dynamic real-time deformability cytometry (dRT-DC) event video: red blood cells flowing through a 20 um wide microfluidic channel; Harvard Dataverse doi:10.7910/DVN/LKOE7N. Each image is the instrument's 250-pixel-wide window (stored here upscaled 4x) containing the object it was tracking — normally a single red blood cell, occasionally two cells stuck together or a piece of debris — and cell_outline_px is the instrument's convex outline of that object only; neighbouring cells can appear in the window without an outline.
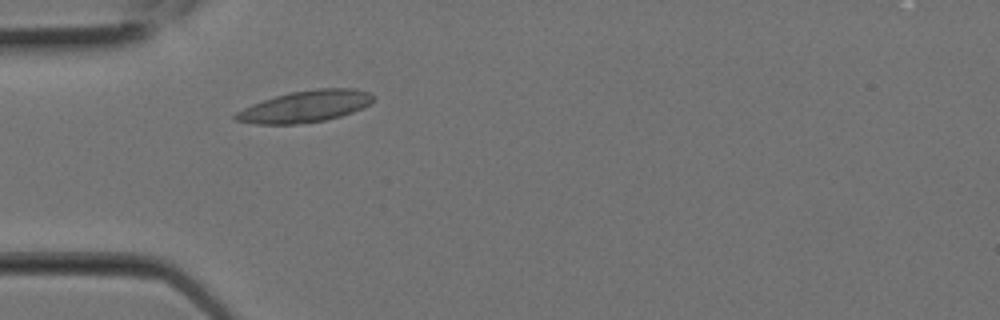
{"species": "Egyptian fruit bat (a non-hibernating species)", "species_latin": "Rousettus aegyptiacus", "temperature_condition": "room temperature", "stored_images_in_passage": 5, "camera_frame_rate_fps": 3000, "um_per_image_px": 0.085, "animal": {"sex": "female"}, "frame": {"image": 1, "passage_image": 5, "time_ms": 1.333, "image_size_px": [1000, 320], "cell_outline_px": [[376, 100], [364, 108], [340, 116], [324, 120], [296, 124], [256, 124], [236, 120], [232, 116], [236, 112], [252, 104], [288, 92], [316, 88], [352, 88], [368, 92]], "centroid_in_image_um": [25.96, 9.04], "position_along_channel_um": 59.0, "area_um2": 25.32}}